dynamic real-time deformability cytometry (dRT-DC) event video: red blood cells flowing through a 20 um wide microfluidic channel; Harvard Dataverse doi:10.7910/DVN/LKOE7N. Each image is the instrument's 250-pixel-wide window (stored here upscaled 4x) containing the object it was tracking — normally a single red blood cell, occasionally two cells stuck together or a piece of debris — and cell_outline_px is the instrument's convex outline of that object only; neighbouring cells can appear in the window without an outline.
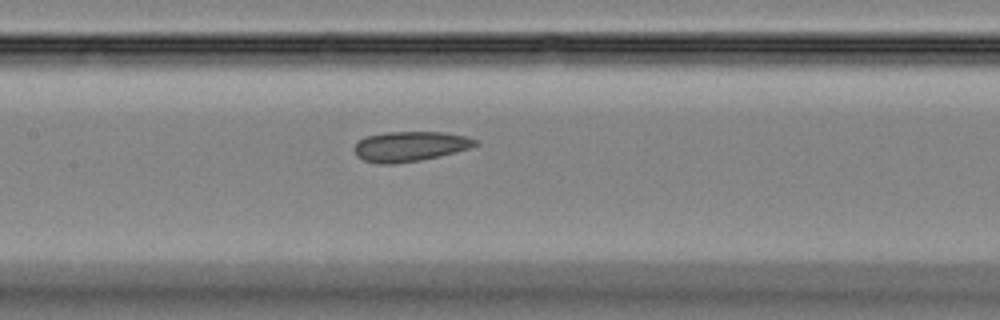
{"species": "Egyptian fruit bat (a non-hibernating species)", "species_latin": "Rousettus aegyptiacus", "temperature_condition": "room temperature", "stored_images_in_passage": 32, "camera_frame_rate_fps": 3000, "um_per_image_px": 0.085, "animal": {"sex": "female"}, "frame": {"image": 1, "passage_image": 8, "time_ms": 2.333, "image_size_px": [1000, 320], "cell_outline_px": [[480, 144], [468, 148], [420, 160], [396, 164], [380, 164], [364, 160], [356, 156], [356, 144], [364, 136], [384, 132], [444, 132], [468, 136], [476, 140]], "centroid_in_image_um": [34.84, 12.43], "position_along_channel_um": 172.6, "area_um2": 20.98}}
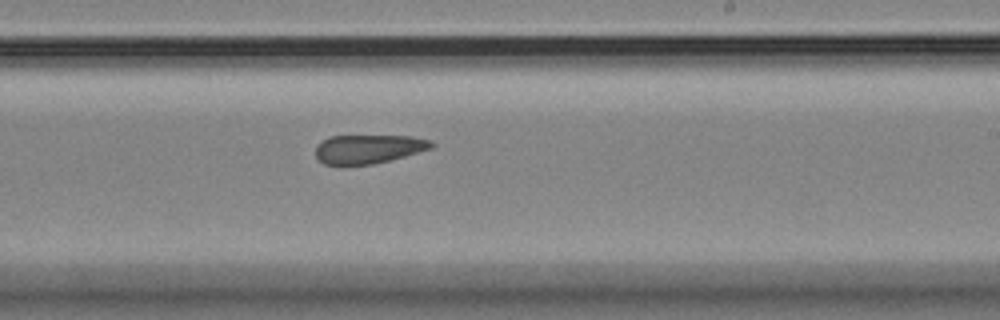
{"frame": {"image": 2, "passage_image": 14, "time_ms": 4.333, "image_size_px": [1000, 320], "cell_outline_px": [[436, 144], [432, 148], [392, 160], [372, 164], [340, 168], [324, 164], [316, 156], [316, 144], [328, 136], [412, 136], [432, 140]], "centroid_in_image_um": [31.28, 12.7], "position_along_channel_um": 257.7, "area_um2": 20.23}}
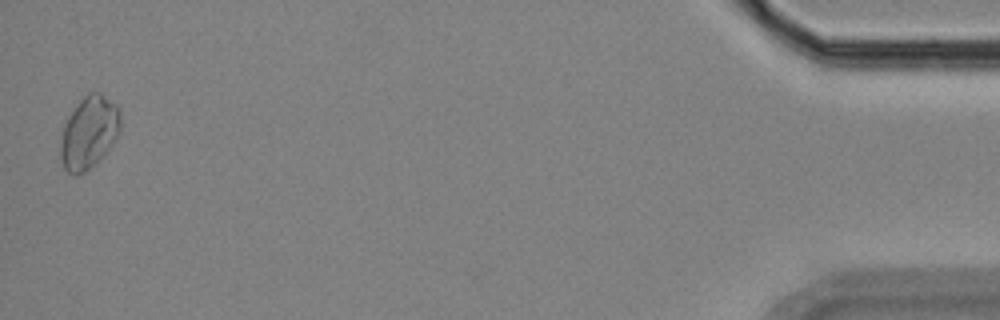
{"frame": {"image": 3, "passage_image": 32, "time_ms": 10.333, "image_size_px": [1000, 320], "cell_outline_px": [[120, 132], [116, 140], [104, 156], [100, 160], [84, 172], [76, 176], [72, 176], [64, 168], [60, 160], [60, 144], [64, 124], [68, 116], [80, 100], [88, 92], [100, 92], [116, 104], [120, 112]], "centroid_in_image_um": [7.57, 11.28], "position_along_channel_um": 427.6, "area_um2": 25.66}}